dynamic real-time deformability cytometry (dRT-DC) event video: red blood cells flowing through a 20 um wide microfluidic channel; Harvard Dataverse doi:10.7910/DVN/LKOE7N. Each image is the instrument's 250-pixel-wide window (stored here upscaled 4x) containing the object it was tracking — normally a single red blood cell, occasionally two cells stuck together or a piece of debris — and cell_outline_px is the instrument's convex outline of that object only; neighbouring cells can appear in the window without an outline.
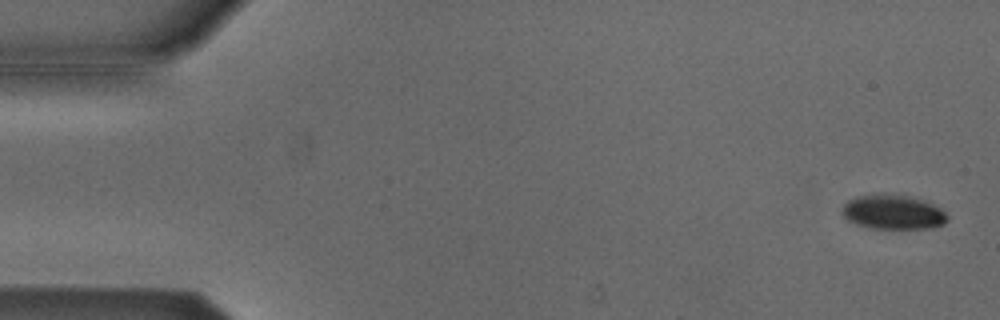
{"species": "Egyptian fruit bat (a non-hibernating species)", "species_latin": "Rousettus aegyptiacus", "temperature_condition": "cold", "stored_images_in_passage": 54, "camera_frame_rate_fps": 3000, "um_per_image_px": 0.085, "animal": {"sex": "male"}, "frame": {"image": 1, "passage_image": 2, "time_ms": 0.333, "image_size_px": [1000, 320], "cell_outline_px": [[948, 220], [944, 224], [928, 228], [872, 228], [856, 224], [848, 220], [844, 216], [844, 204], [848, 200], [856, 196], [908, 196], [924, 200], [940, 208], [948, 216]], "centroid_in_image_um": [75.95, 18.06], "position_along_channel_um": 9.1, "area_um2": 20.4}}
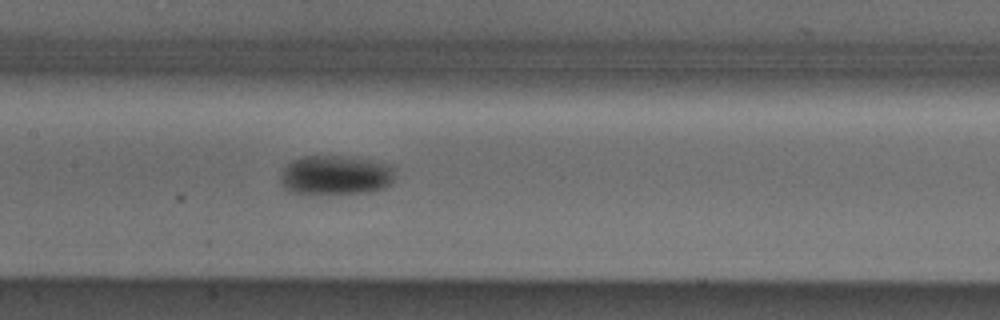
{"frame": {"image": 2, "passage_image": 26, "time_ms": 8.333, "image_size_px": [1000, 320], "cell_outline_px": [[396, 176], [392, 184], [384, 188], [368, 192], [308, 196], [304, 196], [292, 192], [284, 188], [280, 184], [280, 176], [284, 168], [292, 160], [304, 156], [340, 156], [372, 160], [392, 164], [396, 168]], "centroid_in_image_um": [28.55, 14.92], "position_along_channel_um": 178.9, "area_um2": 27.4}}
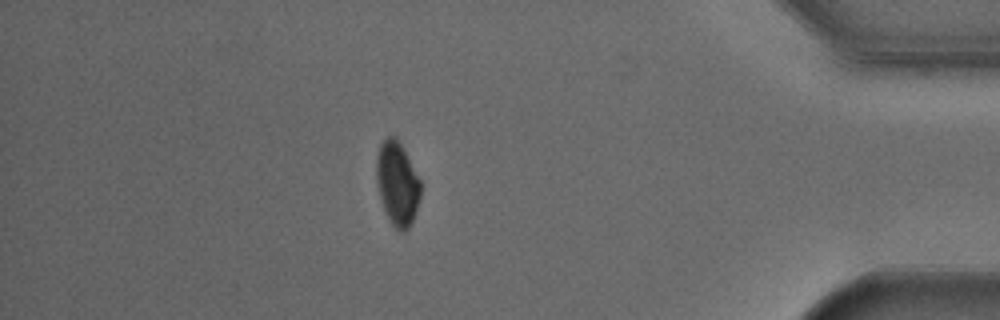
{"frame": {"image": 3, "passage_image": 47, "time_ms": 15.333, "image_size_px": [1000, 320], "cell_outline_px": [[420, 196], [412, 220], [408, 228], [404, 232], [400, 232], [388, 220], [384, 212], [380, 200], [376, 180], [376, 156], [380, 144], [388, 136], [396, 136], [420, 180]], "centroid_in_image_um": [33.73, 15.61], "position_along_channel_um": 401.5, "area_um2": 21.44}, "authors_computed_cell_mechanics": {"area_um2": 23.409, "velocity_mm_per_s": 3.8104, "shape_relaxation_time_tau1_ms": 8.0334, "shape_relaxation_time_tau2_ms": null, "deformation_change_tau1": 0.1405, "deformation_change_tau2": null}}